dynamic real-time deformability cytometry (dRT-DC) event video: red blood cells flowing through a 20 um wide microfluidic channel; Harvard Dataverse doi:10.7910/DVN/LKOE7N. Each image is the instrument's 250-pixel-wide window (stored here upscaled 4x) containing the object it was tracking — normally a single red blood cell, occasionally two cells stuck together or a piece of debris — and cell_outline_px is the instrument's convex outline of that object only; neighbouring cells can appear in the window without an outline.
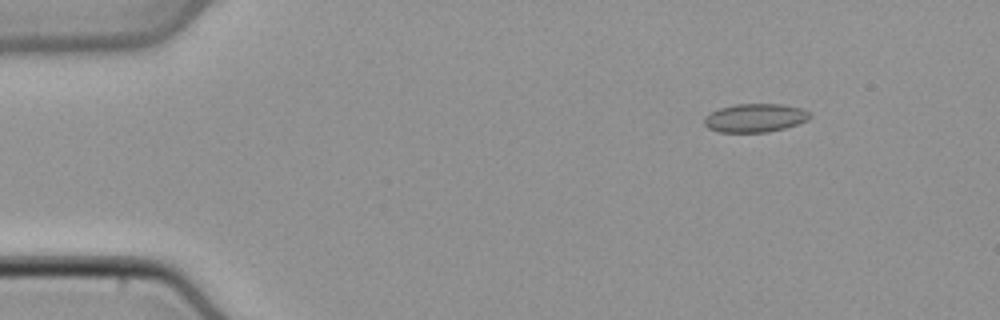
{"species": "common noctule bat (a hibernating species)", "species_latin": "Nyctalus noctula", "temperature_condition": "cold", "stored_images_in_passage": 2, "camera_frame_rate_fps": 3000, "um_per_image_px": 0.085, "animal": {"sex": "male", "body_mass_g": 21.5, "forearm_length_mm": 52.0}, "frame": {"image": 1, "passage_image": 1, "time_ms": 0.0, "image_size_px": [1000, 320], "cell_outline_px": [[812, 116], [808, 120], [784, 128], [768, 132], [720, 132], [708, 128], [704, 124], [704, 116], [720, 108], [736, 104], [784, 104], [804, 108], [812, 112]], "centroid_in_image_um": [64.23, 10.01], "position_along_channel_um": 20.8, "area_um2": 17.69}}